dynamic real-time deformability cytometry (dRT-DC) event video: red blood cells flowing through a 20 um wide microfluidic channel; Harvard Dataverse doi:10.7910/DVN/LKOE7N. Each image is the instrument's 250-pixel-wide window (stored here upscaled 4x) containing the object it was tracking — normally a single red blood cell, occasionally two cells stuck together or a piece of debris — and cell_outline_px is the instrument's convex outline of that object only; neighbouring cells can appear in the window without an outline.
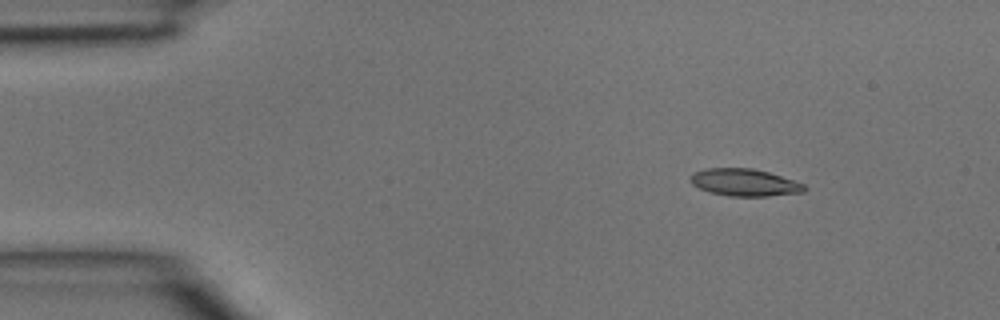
{"species": "common noctule bat (a hibernating species)", "species_latin": "Nyctalus noctula", "temperature_condition": "room temperature", "stored_images_in_passage": 2, "camera_frame_rate_fps": 3000, "um_per_image_px": 0.085, "animal": {"sex": "male", "body_mass_g": 15.6}, "frame": {"image": 1, "passage_image": 1, "time_ms": 0.0, "image_size_px": [1000, 320], "cell_outline_px": [[808, 188], [804, 192], [768, 196], [728, 196], [712, 192], [700, 188], [692, 184], [688, 180], [692, 172], [708, 168], [752, 168], [768, 172], [804, 184]], "centroid_in_image_um": [63.27, 15.51], "position_along_channel_um": 21.7, "area_um2": 18.03}}